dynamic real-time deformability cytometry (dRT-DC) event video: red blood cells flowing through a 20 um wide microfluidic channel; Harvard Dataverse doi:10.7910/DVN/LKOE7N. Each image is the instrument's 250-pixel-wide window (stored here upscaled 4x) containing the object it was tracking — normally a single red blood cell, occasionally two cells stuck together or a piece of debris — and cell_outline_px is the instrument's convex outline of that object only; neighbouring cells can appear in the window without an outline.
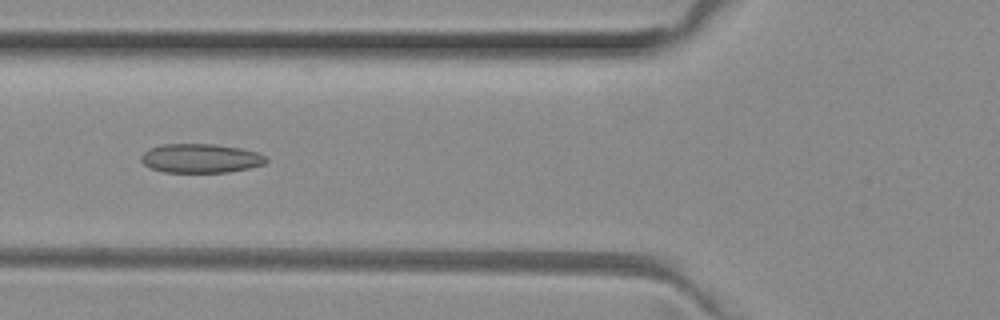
{"species": "common noctule bat (a hibernating species)", "species_latin": "Nyctalus noctula", "temperature_condition": "room temperature", "stored_images_in_passage": 51, "camera_frame_rate_fps": 3000, "um_per_image_px": 0.085, "animal": {"sex": "female", "body_mass_g": 29.2, "forearm_length_mm": 56.3}, "frame": {"image": 1, "passage_image": 19, "time_ms": 6.0, "image_size_px": [1000, 320], "cell_outline_px": [[268, 160], [264, 164], [248, 168], [228, 172], [164, 172], [152, 168], [144, 164], [140, 160], [140, 156], [148, 148], [160, 144], [216, 144], [240, 148], [256, 152], [268, 156]], "centroid_in_image_um": [17.04, 13.45], "position_along_channel_um": 108.8, "area_um2": 21.27}}
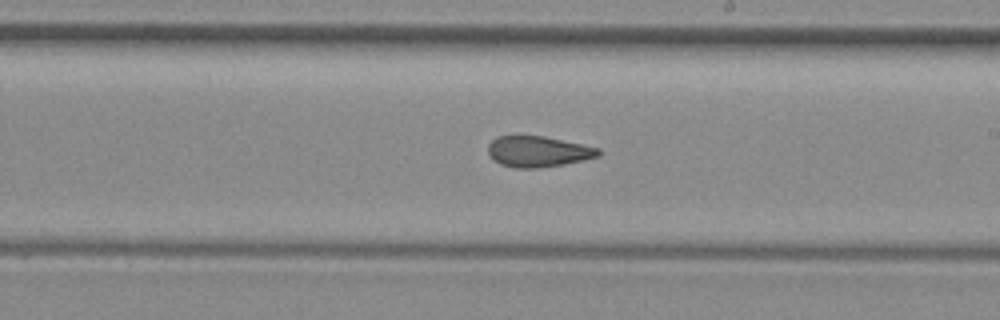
{"frame": {"image": 2, "passage_image": 29, "time_ms": 9.333, "image_size_px": [1000, 320], "cell_outline_px": [[600, 156], [564, 164], [536, 168], [516, 168], [500, 164], [488, 152], [488, 144], [496, 136], [544, 136], [600, 148]], "centroid_in_image_um": [45.74, 12.88], "position_along_channel_um": 243.3, "area_um2": 19.65}}
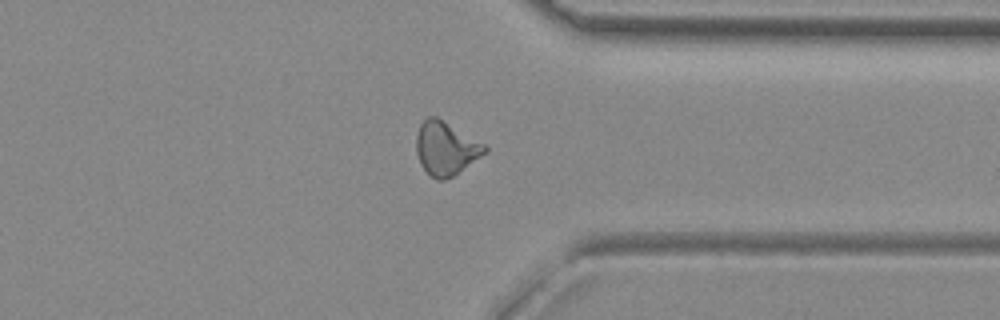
{"frame": {"image": 3, "passage_image": 39, "time_ms": 12.667, "image_size_px": [1000, 320], "cell_outline_px": [[488, 152], [452, 176], [444, 180], [436, 180], [420, 164], [416, 152], [416, 136], [420, 124], [428, 116], [436, 116], [484, 144], [488, 148]], "centroid_in_image_um": [37.88, 12.61], "position_along_channel_um": 373.5, "area_um2": 21.1}, "authors_computed_cell_mechanics": {"area_um2": 21.0392, "velocity_mm_per_s": 4.0369, "shape_relaxation_time_tau1_ms": null, "shape_relaxation_time_tau2_ms": 1.9076, "deformation_change_tau1": null, "deformation_change_tau2": 0.0905}}